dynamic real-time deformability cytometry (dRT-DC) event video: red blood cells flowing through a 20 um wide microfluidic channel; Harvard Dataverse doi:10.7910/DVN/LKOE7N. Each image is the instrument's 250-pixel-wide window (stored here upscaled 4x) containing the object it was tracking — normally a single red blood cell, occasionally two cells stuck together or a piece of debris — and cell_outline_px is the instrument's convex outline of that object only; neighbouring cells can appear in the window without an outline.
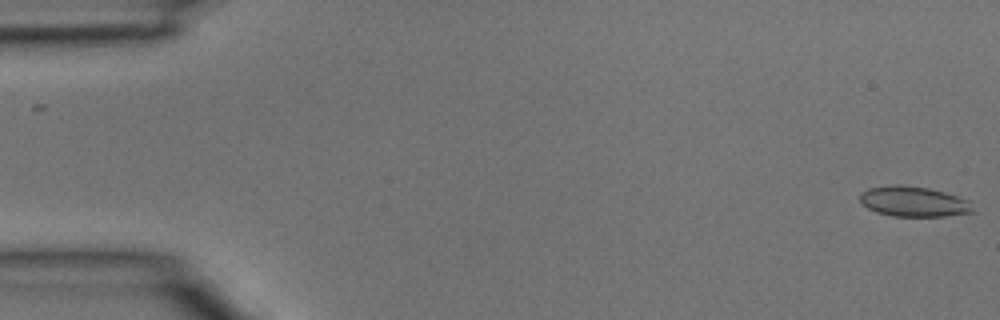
{"species": "common noctule bat (a hibernating species)", "species_latin": "Nyctalus noctula", "temperature_condition": "room temperature", "stored_images_in_passage": 2, "camera_frame_rate_fps": 3000, "um_per_image_px": 0.085, "animal": {"sex": "male", "body_mass_g": 15.6}, "frame": {"image": 1, "passage_image": 2, "time_ms": 0.333, "image_size_px": [1000, 320], "cell_outline_px": [[976, 212], [944, 216], [892, 216], [876, 212], [868, 208], [860, 200], [860, 192], [868, 188], [892, 184], [900, 184], [928, 188], [944, 192], [968, 200]], "centroid_in_image_um": [77.64, 17.13], "position_along_channel_um": 7.4, "area_um2": 19.94}}